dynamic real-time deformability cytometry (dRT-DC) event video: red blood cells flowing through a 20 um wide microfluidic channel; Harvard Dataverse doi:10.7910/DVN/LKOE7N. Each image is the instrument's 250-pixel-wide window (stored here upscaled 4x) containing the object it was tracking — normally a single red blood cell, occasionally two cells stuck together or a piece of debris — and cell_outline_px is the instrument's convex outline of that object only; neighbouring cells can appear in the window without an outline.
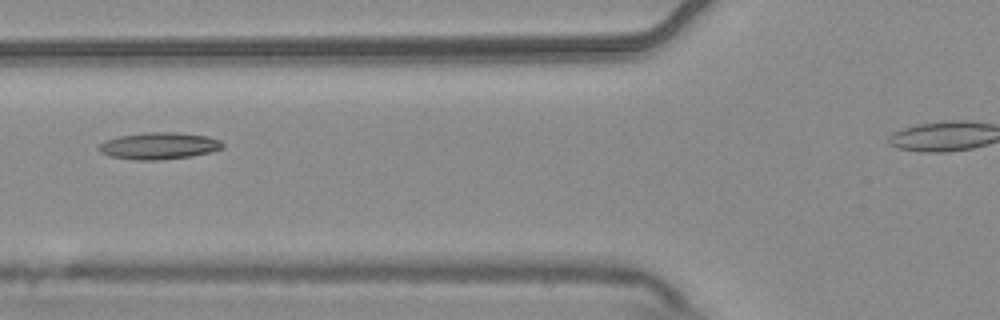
{"species": "common noctule bat (a hibernating species)", "species_latin": "Nyctalus noctula", "temperature_condition": "warm", "stored_images_in_passage": 7, "camera_frame_rate_fps": 3000, "um_per_image_px": 0.085, "animal": {"sex": "male", "body_mass_g": 20.4}, "frame": {"image": 1, "passage_image": 5, "time_ms": 1.333, "image_size_px": [1000, 320], "cell_outline_px": [[224, 148], [208, 152], [188, 156], [156, 160], [132, 160], [112, 156], [100, 152], [96, 148], [104, 140], [120, 136], [148, 132], [176, 132], [208, 136], [220, 140], [224, 144]], "centroid_in_image_um": [13.49, 12.39], "position_along_channel_um": 112.3, "area_um2": 19.25}}
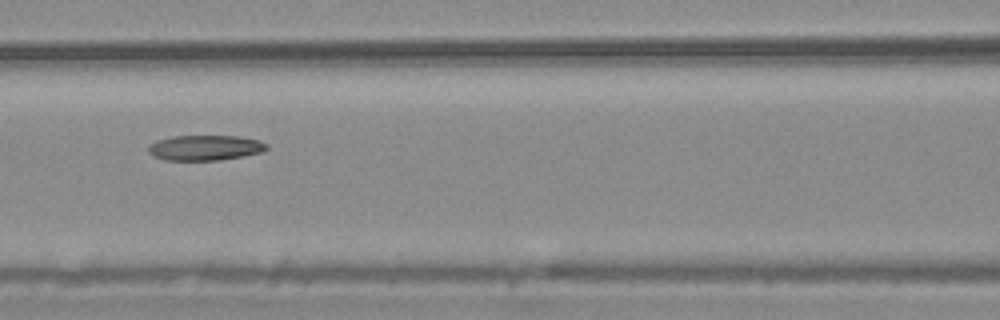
{"frame": {"image": 2, "passage_image": 6, "time_ms": 1.667, "image_size_px": [1000, 320], "cell_outline_px": [[268, 148], [260, 152], [244, 156], [220, 160], [164, 160], [148, 152], [148, 144], [156, 140], [172, 136], [240, 136], [260, 140], [268, 144]], "centroid_in_image_um": [17.44, 12.55], "position_along_channel_um": 149.2, "area_um2": 17.51}}
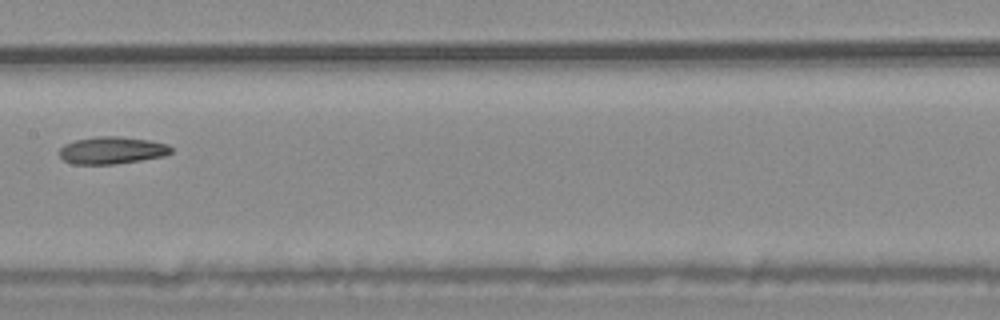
{"frame": {"image": 3, "passage_image": 7, "time_ms": 2.0, "image_size_px": [1000, 320], "cell_outline_px": [[172, 152], [164, 156], [116, 164], [72, 164], [64, 160], [60, 156], [60, 148], [64, 144], [76, 140], [96, 136], [120, 136], [148, 140], [168, 144], [172, 148]], "centroid_in_image_um": [9.51, 12.77], "position_along_channel_um": 197.9, "area_um2": 17.74}}